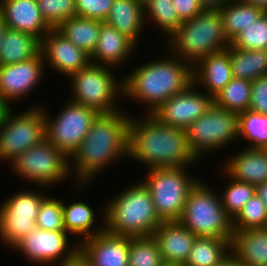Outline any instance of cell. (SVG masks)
I'll return each instance as SVG.
<instances>
[{
  "label": "cell",
  "instance_id": "cell-51",
  "mask_svg": "<svg viewBox=\"0 0 267 266\" xmlns=\"http://www.w3.org/2000/svg\"><path fill=\"white\" fill-rule=\"evenodd\" d=\"M162 266H186L185 264H177V263H164Z\"/></svg>",
  "mask_w": 267,
  "mask_h": 266
},
{
  "label": "cell",
  "instance_id": "cell-36",
  "mask_svg": "<svg viewBox=\"0 0 267 266\" xmlns=\"http://www.w3.org/2000/svg\"><path fill=\"white\" fill-rule=\"evenodd\" d=\"M164 263L153 236L130 237L129 266H162Z\"/></svg>",
  "mask_w": 267,
  "mask_h": 266
},
{
  "label": "cell",
  "instance_id": "cell-45",
  "mask_svg": "<svg viewBox=\"0 0 267 266\" xmlns=\"http://www.w3.org/2000/svg\"><path fill=\"white\" fill-rule=\"evenodd\" d=\"M229 0H199L203 10H220Z\"/></svg>",
  "mask_w": 267,
  "mask_h": 266
},
{
  "label": "cell",
  "instance_id": "cell-30",
  "mask_svg": "<svg viewBox=\"0 0 267 266\" xmlns=\"http://www.w3.org/2000/svg\"><path fill=\"white\" fill-rule=\"evenodd\" d=\"M224 33L231 41L245 27L263 13L260 8L245 3L243 0H229L221 9Z\"/></svg>",
  "mask_w": 267,
  "mask_h": 266
},
{
  "label": "cell",
  "instance_id": "cell-22",
  "mask_svg": "<svg viewBox=\"0 0 267 266\" xmlns=\"http://www.w3.org/2000/svg\"><path fill=\"white\" fill-rule=\"evenodd\" d=\"M163 261L185 264L196 236L179 221H164L153 233Z\"/></svg>",
  "mask_w": 267,
  "mask_h": 266
},
{
  "label": "cell",
  "instance_id": "cell-41",
  "mask_svg": "<svg viewBox=\"0 0 267 266\" xmlns=\"http://www.w3.org/2000/svg\"><path fill=\"white\" fill-rule=\"evenodd\" d=\"M114 0H75L76 16L104 22Z\"/></svg>",
  "mask_w": 267,
  "mask_h": 266
},
{
  "label": "cell",
  "instance_id": "cell-10",
  "mask_svg": "<svg viewBox=\"0 0 267 266\" xmlns=\"http://www.w3.org/2000/svg\"><path fill=\"white\" fill-rule=\"evenodd\" d=\"M187 144L200 162L238 139V114L213 103L209 110L186 129ZM217 150V151H216ZM215 152V153H214ZM207 153V154H206Z\"/></svg>",
  "mask_w": 267,
  "mask_h": 266
},
{
  "label": "cell",
  "instance_id": "cell-24",
  "mask_svg": "<svg viewBox=\"0 0 267 266\" xmlns=\"http://www.w3.org/2000/svg\"><path fill=\"white\" fill-rule=\"evenodd\" d=\"M62 200L63 220L65 231L70 235H74L78 244L83 240L95 236L105 231V208L101 210V226L97 223V213L91 208L89 203L84 201H74L69 205ZM96 213V214H95ZM103 215V216H102ZM103 222V223H102ZM97 226H94V224ZM94 229H93V228ZM79 236V237H78ZM81 238V239H80Z\"/></svg>",
  "mask_w": 267,
  "mask_h": 266
},
{
  "label": "cell",
  "instance_id": "cell-37",
  "mask_svg": "<svg viewBox=\"0 0 267 266\" xmlns=\"http://www.w3.org/2000/svg\"><path fill=\"white\" fill-rule=\"evenodd\" d=\"M230 45L244 50H267V12H263L255 23L238 33Z\"/></svg>",
  "mask_w": 267,
  "mask_h": 266
},
{
  "label": "cell",
  "instance_id": "cell-8",
  "mask_svg": "<svg viewBox=\"0 0 267 266\" xmlns=\"http://www.w3.org/2000/svg\"><path fill=\"white\" fill-rule=\"evenodd\" d=\"M190 166L148 169L143 184L148 188L163 221H178L191 189L200 180L189 174Z\"/></svg>",
  "mask_w": 267,
  "mask_h": 266
},
{
  "label": "cell",
  "instance_id": "cell-3",
  "mask_svg": "<svg viewBox=\"0 0 267 266\" xmlns=\"http://www.w3.org/2000/svg\"><path fill=\"white\" fill-rule=\"evenodd\" d=\"M167 53L164 54L165 57L147 61L123 76L121 100H134L137 105H146L144 113L151 115L165 101L193 83V66L168 51Z\"/></svg>",
  "mask_w": 267,
  "mask_h": 266
},
{
  "label": "cell",
  "instance_id": "cell-6",
  "mask_svg": "<svg viewBox=\"0 0 267 266\" xmlns=\"http://www.w3.org/2000/svg\"><path fill=\"white\" fill-rule=\"evenodd\" d=\"M219 192L203 180H199L191 189L178 221L196 237L231 241L234 233L232 219L222 206Z\"/></svg>",
  "mask_w": 267,
  "mask_h": 266
},
{
  "label": "cell",
  "instance_id": "cell-15",
  "mask_svg": "<svg viewBox=\"0 0 267 266\" xmlns=\"http://www.w3.org/2000/svg\"><path fill=\"white\" fill-rule=\"evenodd\" d=\"M197 88L192 83L186 90L165 101L151 115L161 124L186 129L204 115L214 103L211 96Z\"/></svg>",
  "mask_w": 267,
  "mask_h": 266
},
{
  "label": "cell",
  "instance_id": "cell-20",
  "mask_svg": "<svg viewBox=\"0 0 267 266\" xmlns=\"http://www.w3.org/2000/svg\"><path fill=\"white\" fill-rule=\"evenodd\" d=\"M232 79L230 45L224 51L202 58L193 66V83L212 98Z\"/></svg>",
  "mask_w": 267,
  "mask_h": 266
},
{
  "label": "cell",
  "instance_id": "cell-14",
  "mask_svg": "<svg viewBox=\"0 0 267 266\" xmlns=\"http://www.w3.org/2000/svg\"><path fill=\"white\" fill-rule=\"evenodd\" d=\"M66 231L35 229L25 235L13 248L26 261L35 266L59 265L71 257L78 249V242L71 243ZM71 244V245H70ZM73 246V247H72Z\"/></svg>",
  "mask_w": 267,
  "mask_h": 266
},
{
  "label": "cell",
  "instance_id": "cell-46",
  "mask_svg": "<svg viewBox=\"0 0 267 266\" xmlns=\"http://www.w3.org/2000/svg\"><path fill=\"white\" fill-rule=\"evenodd\" d=\"M216 266H244L231 252Z\"/></svg>",
  "mask_w": 267,
  "mask_h": 266
},
{
  "label": "cell",
  "instance_id": "cell-9",
  "mask_svg": "<svg viewBox=\"0 0 267 266\" xmlns=\"http://www.w3.org/2000/svg\"><path fill=\"white\" fill-rule=\"evenodd\" d=\"M9 165L11 172L36 187L52 188L71 178L70 158L47 139L21 153Z\"/></svg>",
  "mask_w": 267,
  "mask_h": 266
},
{
  "label": "cell",
  "instance_id": "cell-28",
  "mask_svg": "<svg viewBox=\"0 0 267 266\" xmlns=\"http://www.w3.org/2000/svg\"><path fill=\"white\" fill-rule=\"evenodd\" d=\"M101 23L99 20L75 16L62 22L56 29L91 56L98 42Z\"/></svg>",
  "mask_w": 267,
  "mask_h": 266
},
{
  "label": "cell",
  "instance_id": "cell-27",
  "mask_svg": "<svg viewBox=\"0 0 267 266\" xmlns=\"http://www.w3.org/2000/svg\"><path fill=\"white\" fill-rule=\"evenodd\" d=\"M40 49L41 41L33 35L7 28L0 45V66L30 60Z\"/></svg>",
  "mask_w": 267,
  "mask_h": 266
},
{
  "label": "cell",
  "instance_id": "cell-19",
  "mask_svg": "<svg viewBox=\"0 0 267 266\" xmlns=\"http://www.w3.org/2000/svg\"><path fill=\"white\" fill-rule=\"evenodd\" d=\"M0 14L8 29L31 34L40 41L52 29L43 19L37 0H0Z\"/></svg>",
  "mask_w": 267,
  "mask_h": 266
},
{
  "label": "cell",
  "instance_id": "cell-42",
  "mask_svg": "<svg viewBox=\"0 0 267 266\" xmlns=\"http://www.w3.org/2000/svg\"><path fill=\"white\" fill-rule=\"evenodd\" d=\"M249 110L267 115V75L251 82Z\"/></svg>",
  "mask_w": 267,
  "mask_h": 266
},
{
  "label": "cell",
  "instance_id": "cell-7",
  "mask_svg": "<svg viewBox=\"0 0 267 266\" xmlns=\"http://www.w3.org/2000/svg\"><path fill=\"white\" fill-rule=\"evenodd\" d=\"M113 69L89 63L80 71L68 76V83L71 84L69 87L72 90L70 100L95 109L100 114L123 110L119 100L123 98V77L117 79L114 74L117 69Z\"/></svg>",
  "mask_w": 267,
  "mask_h": 266
},
{
  "label": "cell",
  "instance_id": "cell-31",
  "mask_svg": "<svg viewBox=\"0 0 267 266\" xmlns=\"http://www.w3.org/2000/svg\"><path fill=\"white\" fill-rule=\"evenodd\" d=\"M230 242L216 237H196L186 266H216L230 252Z\"/></svg>",
  "mask_w": 267,
  "mask_h": 266
},
{
  "label": "cell",
  "instance_id": "cell-47",
  "mask_svg": "<svg viewBox=\"0 0 267 266\" xmlns=\"http://www.w3.org/2000/svg\"><path fill=\"white\" fill-rule=\"evenodd\" d=\"M256 194L264 202L267 209V180L256 186Z\"/></svg>",
  "mask_w": 267,
  "mask_h": 266
},
{
  "label": "cell",
  "instance_id": "cell-4",
  "mask_svg": "<svg viewBox=\"0 0 267 266\" xmlns=\"http://www.w3.org/2000/svg\"><path fill=\"white\" fill-rule=\"evenodd\" d=\"M139 181L103 204L106 232L130 237L153 236L154 230L164 222L157 213L150 191Z\"/></svg>",
  "mask_w": 267,
  "mask_h": 266
},
{
  "label": "cell",
  "instance_id": "cell-25",
  "mask_svg": "<svg viewBox=\"0 0 267 266\" xmlns=\"http://www.w3.org/2000/svg\"><path fill=\"white\" fill-rule=\"evenodd\" d=\"M117 31L125 34L136 45L146 29L143 0H114L110 12L104 21Z\"/></svg>",
  "mask_w": 267,
  "mask_h": 266
},
{
  "label": "cell",
  "instance_id": "cell-44",
  "mask_svg": "<svg viewBox=\"0 0 267 266\" xmlns=\"http://www.w3.org/2000/svg\"><path fill=\"white\" fill-rule=\"evenodd\" d=\"M59 266H93L92 262L85 256V254L78 249L71 257Z\"/></svg>",
  "mask_w": 267,
  "mask_h": 266
},
{
  "label": "cell",
  "instance_id": "cell-49",
  "mask_svg": "<svg viewBox=\"0 0 267 266\" xmlns=\"http://www.w3.org/2000/svg\"><path fill=\"white\" fill-rule=\"evenodd\" d=\"M11 107L0 95V124Z\"/></svg>",
  "mask_w": 267,
  "mask_h": 266
},
{
  "label": "cell",
  "instance_id": "cell-12",
  "mask_svg": "<svg viewBox=\"0 0 267 266\" xmlns=\"http://www.w3.org/2000/svg\"><path fill=\"white\" fill-rule=\"evenodd\" d=\"M33 190H20L7 197L2 205L0 203V240L10 250L30 231L37 229V215L48 188L39 186L38 189L37 186V191Z\"/></svg>",
  "mask_w": 267,
  "mask_h": 266
},
{
  "label": "cell",
  "instance_id": "cell-38",
  "mask_svg": "<svg viewBox=\"0 0 267 266\" xmlns=\"http://www.w3.org/2000/svg\"><path fill=\"white\" fill-rule=\"evenodd\" d=\"M232 228L233 231L267 228V209L257 194L245 203L232 220Z\"/></svg>",
  "mask_w": 267,
  "mask_h": 266
},
{
  "label": "cell",
  "instance_id": "cell-35",
  "mask_svg": "<svg viewBox=\"0 0 267 266\" xmlns=\"http://www.w3.org/2000/svg\"><path fill=\"white\" fill-rule=\"evenodd\" d=\"M222 175L228 177V182L221 188L220 197L226 214L233 220L242 210L245 203L256 194V186L231 178L224 170ZM225 189V190H224Z\"/></svg>",
  "mask_w": 267,
  "mask_h": 266
},
{
  "label": "cell",
  "instance_id": "cell-13",
  "mask_svg": "<svg viewBox=\"0 0 267 266\" xmlns=\"http://www.w3.org/2000/svg\"><path fill=\"white\" fill-rule=\"evenodd\" d=\"M65 107L53 118L43 107L46 121V139L69 158L85 139L92 123L100 115L95 109L73 102L68 98Z\"/></svg>",
  "mask_w": 267,
  "mask_h": 266
},
{
  "label": "cell",
  "instance_id": "cell-33",
  "mask_svg": "<svg viewBox=\"0 0 267 266\" xmlns=\"http://www.w3.org/2000/svg\"><path fill=\"white\" fill-rule=\"evenodd\" d=\"M250 100L251 81L235 77L213 98L215 105L237 114L249 109Z\"/></svg>",
  "mask_w": 267,
  "mask_h": 266
},
{
  "label": "cell",
  "instance_id": "cell-23",
  "mask_svg": "<svg viewBox=\"0 0 267 266\" xmlns=\"http://www.w3.org/2000/svg\"><path fill=\"white\" fill-rule=\"evenodd\" d=\"M223 169L231 178L257 186L267 180V151L243 147L228 157Z\"/></svg>",
  "mask_w": 267,
  "mask_h": 266
},
{
  "label": "cell",
  "instance_id": "cell-50",
  "mask_svg": "<svg viewBox=\"0 0 267 266\" xmlns=\"http://www.w3.org/2000/svg\"><path fill=\"white\" fill-rule=\"evenodd\" d=\"M6 30H7V25L3 19V16L0 14V45L2 43V39Z\"/></svg>",
  "mask_w": 267,
  "mask_h": 266
},
{
  "label": "cell",
  "instance_id": "cell-34",
  "mask_svg": "<svg viewBox=\"0 0 267 266\" xmlns=\"http://www.w3.org/2000/svg\"><path fill=\"white\" fill-rule=\"evenodd\" d=\"M145 22L152 20L155 28H160L163 37L168 38L179 26L182 21L179 19L172 0H143ZM148 20V21H147Z\"/></svg>",
  "mask_w": 267,
  "mask_h": 266
},
{
  "label": "cell",
  "instance_id": "cell-40",
  "mask_svg": "<svg viewBox=\"0 0 267 266\" xmlns=\"http://www.w3.org/2000/svg\"><path fill=\"white\" fill-rule=\"evenodd\" d=\"M45 22L57 28L62 22L76 16L75 0H37Z\"/></svg>",
  "mask_w": 267,
  "mask_h": 266
},
{
  "label": "cell",
  "instance_id": "cell-48",
  "mask_svg": "<svg viewBox=\"0 0 267 266\" xmlns=\"http://www.w3.org/2000/svg\"><path fill=\"white\" fill-rule=\"evenodd\" d=\"M245 3L260 8L263 12H267V0H243Z\"/></svg>",
  "mask_w": 267,
  "mask_h": 266
},
{
  "label": "cell",
  "instance_id": "cell-18",
  "mask_svg": "<svg viewBox=\"0 0 267 266\" xmlns=\"http://www.w3.org/2000/svg\"><path fill=\"white\" fill-rule=\"evenodd\" d=\"M130 236L103 231L80 242L79 249L93 266H129Z\"/></svg>",
  "mask_w": 267,
  "mask_h": 266
},
{
  "label": "cell",
  "instance_id": "cell-26",
  "mask_svg": "<svg viewBox=\"0 0 267 266\" xmlns=\"http://www.w3.org/2000/svg\"><path fill=\"white\" fill-rule=\"evenodd\" d=\"M233 232L230 252L244 266H263L267 262V228Z\"/></svg>",
  "mask_w": 267,
  "mask_h": 266
},
{
  "label": "cell",
  "instance_id": "cell-39",
  "mask_svg": "<svg viewBox=\"0 0 267 266\" xmlns=\"http://www.w3.org/2000/svg\"><path fill=\"white\" fill-rule=\"evenodd\" d=\"M48 195L42 200L37 219V228L49 231H65L62 200Z\"/></svg>",
  "mask_w": 267,
  "mask_h": 266
},
{
  "label": "cell",
  "instance_id": "cell-5",
  "mask_svg": "<svg viewBox=\"0 0 267 266\" xmlns=\"http://www.w3.org/2000/svg\"><path fill=\"white\" fill-rule=\"evenodd\" d=\"M165 49L194 66L199 60L230 45L223 28L220 10H203L190 20L183 21L168 38Z\"/></svg>",
  "mask_w": 267,
  "mask_h": 266
},
{
  "label": "cell",
  "instance_id": "cell-32",
  "mask_svg": "<svg viewBox=\"0 0 267 266\" xmlns=\"http://www.w3.org/2000/svg\"><path fill=\"white\" fill-rule=\"evenodd\" d=\"M238 139L247 142V148H267V115L251 110L238 114Z\"/></svg>",
  "mask_w": 267,
  "mask_h": 266
},
{
  "label": "cell",
  "instance_id": "cell-16",
  "mask_svg": "<svg viewBox=\"0 0 267 266\" xmlns=\"http://www.w3.org/2000/svg\"><path fill=\"white\" fill-rule=\"evenodd\" d=\"M44 60L41 52L30 60L0 66V95L11 106L13 102L30 95L44 78Z\"/></svg>",
  "mask_w": 267,
  "mask_h": 266
},
{
  "label": "cell",
  "instance_id": "cell-17",
  "mask_svg": "<svg viewBox=\"0 0 267 266\" xmlns=\"http://www.w3.org/2000/svg\"><path fill=\"white\" fill-rule=\"evenodd\" d=\"M40 52L44 65L59 75L70 76L90 63V56L76 47L56 28H52L41 40ZM47 63V64H46Z\"/></svg>",
  "mask_w": 267,
  "mask_h": 266
},
{
  "label": "cell",
  "instance_id": "cell-1",
  "mask_svg": "<svg viewBox=\"0 0 267 266\" xmlns=\"http://www.w3.org/2000/svg\"><path fill=\"white\" fill-rule=\"evenodd\" d=\"M130 119L131 115L123 108L115 113L100 114L92 123L85 139L70 157L72 186L76 192L87 188L115 162L128 159Z\"/></svg>",
  "mask_w": 267,
  "mask_h": 266
},
{
  "label": "cell",
  "instance_id": "cell-29",
  "mask_svg": "<svg viewBox=\"0 0 267 266\" xmlns=\"http://www.w3.org/2000/svg\"><path fill=\"white\" fill-rule=\"evenodd\" d=\"M232 75L253 81L267 75V50H244L230 45Z\"/></svg>",
  "mask_w": 267,
  "mask_h": 266
},
{
  "label": "cell",
  "instance_id": "cell-43",
  "mask_svg": "<svg viewBox=\"0 0 267 266\" xmlns=\"http://www.w3.org/2000/svg\"><path fill=\"white\" fill-rule=\"evenodd\" d=\"M172 4L182 22L192 19L203 11L199 0H172Z\"/></svg>",
  "mask_w": 267,
  "mask_h": 266
},
{
  "label": "cell",
  "instance_id": "cell-2",
  "mask_svg": "<svg viewBox=\"0 0 267 266\" xmlns=\"http://www.w3.org/2000/svg\"><path fill=\"white\" fill-rule=\"evenodd\" d=\"M135 116L129 122V161L143 163L146 169L195 167L200 163L188 147L185 129L161 124L152 115Z\"/></svg>",
  "mask_w": 267,
  "mask_h": 266
},
{
  "label": "cell",
  "instance_id": "cell-21",
  "mask_svg": "<svg viewBox=\"0 0 267 266\" xmlns=\"http://www.w3.org/2000/svg\"><path fill=\"white\" fill-rule=\"evenodd\" d=\"M136 47L137 45L125 34L102 22L96 48L90 56V63L117 69L120 65L128 63Z\"/></svg>",
  "mask_w": 267,
  "mask_h": 266
},
{
  "label": "cell",
  "instance_id": "cell-11",
  "mask_svg": "<svg viewBox=\"0 0 267 266\" xmlns=\"http://www.w3.org/2000/svg\"><path fill=\"white\" fill-rule=\"evenodd\" d=\"M15 112L11 107L0 124V162L10 163L46 139V121L41 104Z\"/></svg>",
  "mask_w": 267,
  "mask_h": 266
}]
</instances>
